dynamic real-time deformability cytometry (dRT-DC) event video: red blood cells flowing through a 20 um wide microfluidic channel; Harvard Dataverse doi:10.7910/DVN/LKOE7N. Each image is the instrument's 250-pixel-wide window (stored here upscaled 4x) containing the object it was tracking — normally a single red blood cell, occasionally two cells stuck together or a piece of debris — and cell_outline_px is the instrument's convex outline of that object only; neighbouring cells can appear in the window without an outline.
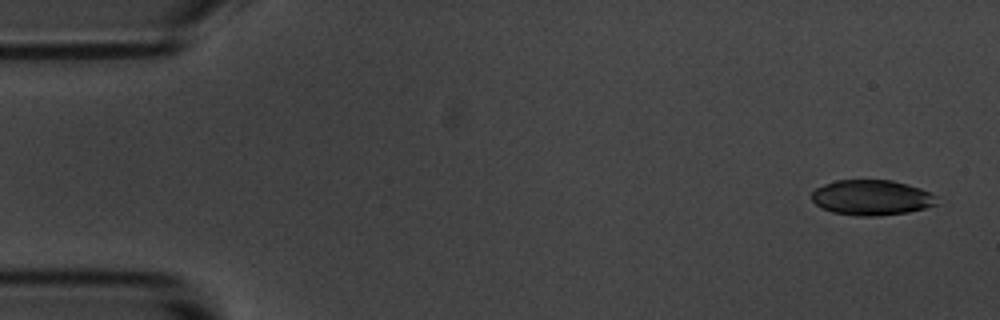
{"species": "common noctule bat (a hibernating species)", "species_latin": "Nyctalus noctula", "temperature_condition": "room temperature", "stored_images_in_passage": 4, "camera_frame_rate_fps": 3000, "um_per_image_px": 0.085, "animal": {"sex": "male", "body_mass_g": 20.1, "forearm_length_mm": 53.5}, "frame": {"image": 1, "passage_image": 1, "time_ms": 0.0, "image_size_px": [1000, 320], "cell_outline_px": [[936, 204], [924, 208], [908, 212], [876, 216], [856, 216], [832, 212], [816, 204], [812, 200], [812, 192], [816, 188], [824, 184], [836, 180], [892, 180], [908, 184], [920, 188], [936, 196]], "centroid_in_image_um": [74.07, 16.79], "position_along_channel_um": 10.9, "area_um2": 25.61}}
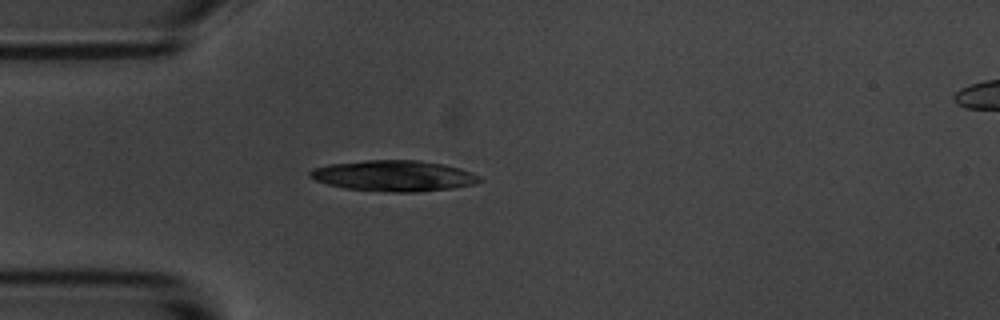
{"frame": {"image": 2, "passage_image": 4, "time_ms": 4.333, "image_size_px": [1000, 320], "cell_outline_px": [[484, 180], [472, 184], [452, 188], [416, 192], [396, 192], [344, 188], [328, 184], [316, 180], [308, 176], [308, 172], [312, 168], [328, 164], [364, 160], [420, 160], [444, 164], [460, 168], [472, 172], [480, 176]], "centroid_in_image_um": [33.47, 14.93], "position_along_channel_um": 51.5, "area_um2": 30.58}}